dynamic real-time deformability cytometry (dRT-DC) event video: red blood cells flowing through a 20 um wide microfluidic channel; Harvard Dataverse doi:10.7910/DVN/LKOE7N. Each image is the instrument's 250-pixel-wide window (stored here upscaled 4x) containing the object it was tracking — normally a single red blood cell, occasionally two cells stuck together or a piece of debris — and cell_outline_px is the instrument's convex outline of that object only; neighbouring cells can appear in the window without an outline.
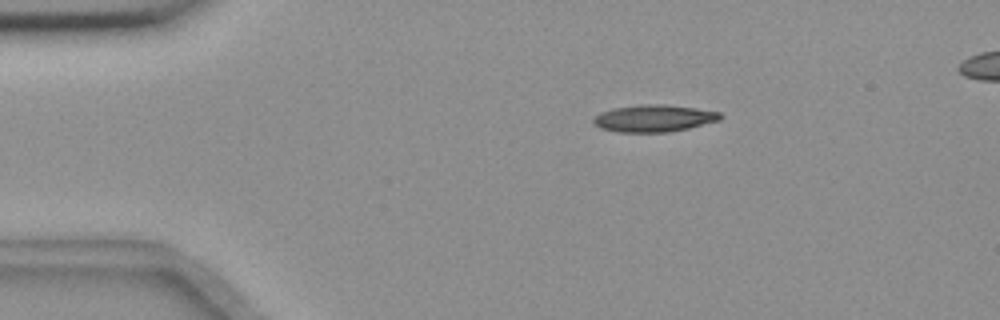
{"species": "common noctule bat (a hibernating species)", "species_latin": "Nyctalus noctula", "temperature_condition": "room temperature", "stored_images_in_passage": 17, "camera_frame_rate_fps": 3000, "um_per_image_px": 0.085, "animal": {"sex": "female", "body_mass_g": 18.4}, "frame": {"image": 1, "passage_image": 10, "time_ms": 3.0, "image_size_px": [1000, 320], "cell_outline_px": [[724, 116], [720, 120], [688, 128], [668, 132], [616, 132], [600, 128], [592, 120], [600, 112], [612, 108], [640, 104], [664, 104], [696, 108], [720, 112]], "centroid_in_image_um": [55.59, 10.05], "position_along_channel_um": 29.4, "area_um2": 20.06}}